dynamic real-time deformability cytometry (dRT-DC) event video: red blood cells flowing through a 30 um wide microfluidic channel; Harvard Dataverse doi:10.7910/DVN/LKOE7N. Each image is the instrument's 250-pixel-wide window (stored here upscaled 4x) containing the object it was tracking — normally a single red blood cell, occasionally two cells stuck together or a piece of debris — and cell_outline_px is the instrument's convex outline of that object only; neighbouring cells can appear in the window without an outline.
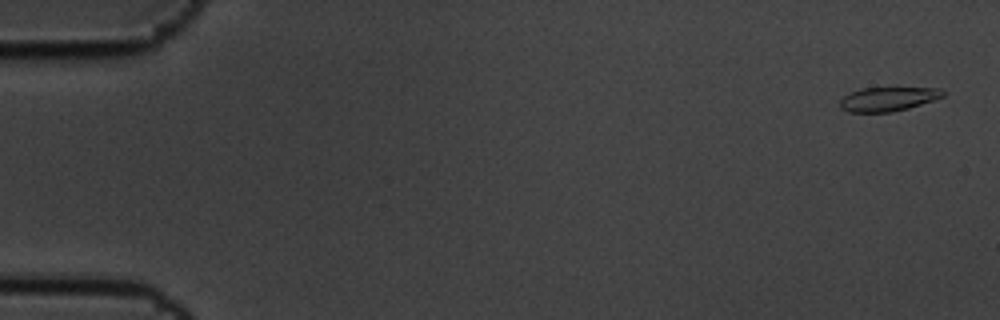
{"species": "common noctule bat (a hibernating species)", "species_latin": "Nyctalus noctula", "temperature_condition": "cold", "stored_images_in_passage": 6, "camera_frame_rate_fps": 3000, "um_per_image_px": 0.085, "animal": {"sex": "male", "body_mass_g": 19.5, "forearm_length_mm": 54.6}, "frame": {"image": 1, "passage_image": 1, "time_ms": 0.0, "image_size_px": [1000, 320], "cell_outline_px": [[944, 96], [908, 108], [892, 112], [848, 112], [840, 108], [840, 100], [844, 96], [852, 92], [864, 88], [940, 88], [944, 92]], "centroid_in_image_um": [75.45, 8.42], "position_along_channel_um": 9.5, "area_um2": 14.22}}
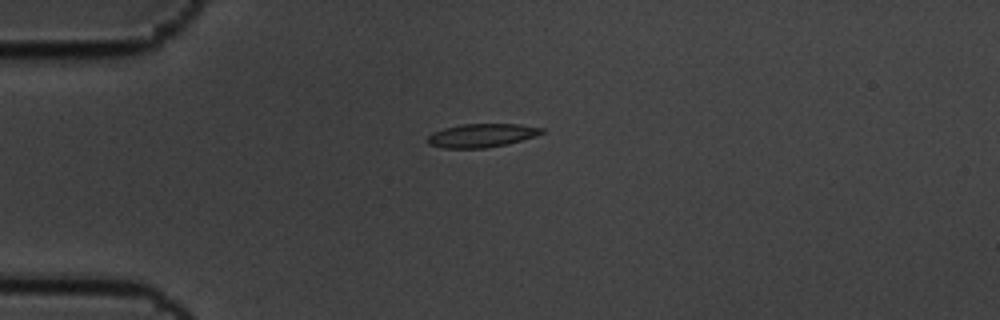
{"frame": {"image": 2, "passage_image": 4, "time_ms": 1.0, "image_size_px": [1000, 320], "cell_outline_px": [[544, 132], [536, 136], [508, 144], [484, 148], [444, 148], [428, 144], [428, 136], [432, 132], [444, 128], [460, 124], [520, 124], [544, 128]], "centroid_in_image_um": [40.95, 11.51], "position_along_channel_um": 44.0, "area_um2": 15.72}}
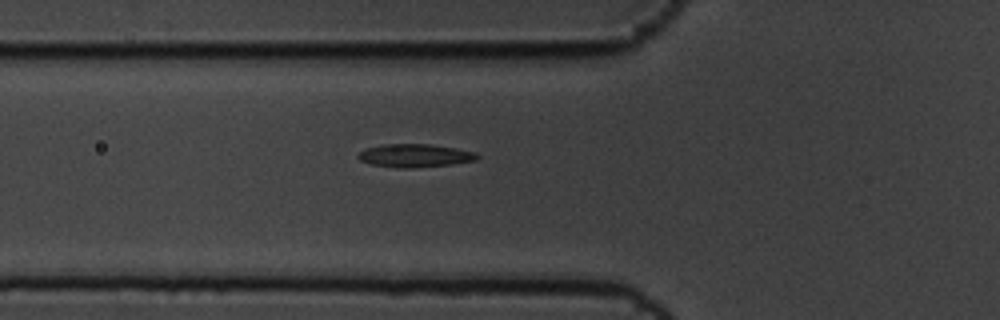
{"frame": {"image": 3, "passage_image": 6, "time_ms": 1.667, "image_size_px": [1000, 320], "cell_outline_px": [[480, 156], [476, 160], [452, 164], [412, 168], [400, 168], [372, 164], [360, 160], [356, 156], [364, 148], [384, 144], [432, 144], [456, 148], [476, 152]], "centroid_in_image_um": [35.27, 13.22], "position_along_channel_um": 90.5, "area_um2": 16.13}}